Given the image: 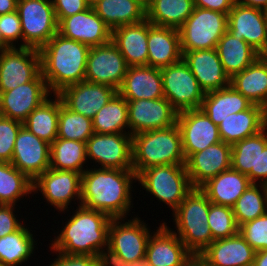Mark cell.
I'll use <instances>...</instances> for the list:
<instances>
[{"label":"cell","instance_id":"obj_5","mask_svg":"<svg viewBox=\"0 0 267 266\" xmlns=\"http://www.w3.org/2000/svg\"><path fill=\"white\" fill-rule=\"evenodd\" d=\"M210 201L200 188H193L173 211L176 231L170 229L191 253H202L212 242L208 226Z\"/></svg>","mask_w":267,"mask_h":266},{"label":"cell","instance_id":"obj_44","mask_svg":"<svg viewBox=\"0 0 267 266\" xmlns=\"http://www.w3.org/2000/svg\"><path fill=\"white\" fill-rule=\"evenodd\" d=\"M208 226L210 227L213 241L234 236L239 232L233 207L211 202L208 213Z\"/></svg>","mask_w":267,"mask_h":266},{"label":"cell","instance_id":"obj_59","mask_svg":"<svg viewBox=\"0 0 267 266\" xmlns=\"http://www.w3.org/2000/svg\"><path fill=\"white\" fill-rule=\"evenodd\" d=\"M6 47L1 43V38H0V50L5 49Z\"/></svg>","mask_w":267,"mask_h":266},{"label":"cell","instance_id":"obj_35","mask_svg":"<svg viewBox=\"0 0 267 266\" xmlns=\"http://www.w3.org/2000/svg\"><path fill=\"white\" fill-rule=\"evenodd\" d=\"M267 126L255 135L232 145L231 168L248 176L252 184L256 182L257 160L260 151L267 145Z\"/></svg>","mask_w":267,"mask_h":266},{"label":"cell","instance_id":"obj_41","mask_svg":"<svg viewBox=\"0 0 267 266\" xmlns=\"http://www.w3.org/2000/svg\"><path fill=\"white\" fill-rule=\"evenodd\" d=\"M32 192L33 181L11 163L0 162V205H16Z\"/></svg>","mask_w":267,"mask_h":266},{"label":"cell","instance_id":"obj_29","mask_svg":"<svg viewBox=\"0 0 267 266\" xmlns=\"http://www.w3.org/2000/svg\"><path fill=\"white\" fill-rule=\"evenodd\" d=\"M148 20L122 25L112 30L111 41L124 56L128 66L147 65Z\"/></svg>","mask_w":267,"mask_h":266},{"label":"cell","instance_id":"obj_16","mask_svg":"<svg viewBox=\"0 0 267 266\" xmlns=\"http://www.w3.org/2000/svg\"><path fill=\"white\" fill-rule=\"evenodd\" d=\"M11 164L34 182L50 167V144L22 126L15 140Z\"/></svg>","mask_w":267,"mask_h":266},{"label":"cell","instance_id":"obj_12","mask_svg":"<svg viewBox=\"0 0 267 266\" xmlns=\"http://www.w3.org/2000/svg\"><path fill=\"white\" fill-rule=\"evenodd\" d=\"M87 159L100 164V168L133 169L132 135L130 133H94L86 141Z\"/></svg>","mask_w":267,"mask_h":266},{"label":"cell","instance_id":"obj_36","mask_svg":"<svg viewBox=\"0 0 267 266\" xmlns=\"http://www.w3.org/2000/svg\"><path fill=\"white\" fill-rule=\"evenodd\" d=\"M194 9V0H150L146 19L156 26L179 29Z\"/></svg>","mask_w":267,"mask_h":266},{"label":"cell","instance_id":"obj_57","mask_svg":"<svg viewBox=\"0 0 267 266\" xmlns=\"http://www.w3.org/2000/svg\"><path fill=\"white\" fill-rule=\"evenodd\" d=\"M252 266H267V249L255 253Z\"/></svg>","mask_w":267,"mask_h":266},{"label":"cell","instance_id":"obj_4","mask_svg":"<svg viewBox=\"0 0 267 266\" xmlns=\"http://www.w3.org/2000/svg\"><path fill=\"white\" fill-rule=\"evenodd\" d=\"M178 124L132 136V163L136 176L159 165L185 164Z\"/></svg>","mask_w":267,"mask_h":266},{"label":"cell","instance_id":"obj_25","mask_svg":"<svg viewBox=\"0 0 267 266\" xmlns=\"http://www.w3.org/2000/svg\"><path fill=\"white\" fill-rule=\"evenodd\" d=\"M118 93L126 101L163 98L160 69L148 65L129 66Z\"/></svg>","mask_w":267,"mask_h":266},{"label":"cell","instance_id":"obj_27","mask_svg":"<svg viewBox=\"0 0 267 266\" xmlns=\"http://www.w3.org/2000/svg\"><path fill=\"white\" fill-rule=\"evenodd\" d=\"M267 126V110L252 104L247 110L232 113L218 125L221 141L233 145L255 135Z\"/></svg>","mask_w":267,"mask_h":266},{"label":"cell","instance_id":"obj_39","mask_svg":"<svg viewBox=\"0 0 267 266\" xmlns=\"http://www.w3.org/2000/svg\"><path fill=\"white\" fill-rule=\"evenodd\" d=\"M92 123L94 133H130L124 131L129 128L127 101L117 93L96 113Z\"/></svg>","mask_w":267,"mask_h":266},{"label":"cell","instance_id":"obj_45","mask_svg":"<svg viewBox=\"0 0 267 266\" xmlns=\"http://www.w3.org/2000/svg\"><path fill=\"white\" fill-rule=\"evenodd\" d=\"M239 233L256 252L267 249V213L242 224Z\"/></svg>","mask_w":267,"mask_h":266},{"label":"cell","instance_id":"obj_56","mask_svg":"<svg viewBox=\"0 0 267 266\" xmlns=\"http://www.w3.org/2000/svg\"><path fill=\"white\" fill-rule=\"evenodd\" d=\"M18 0H0V15L16 11Z\"/></svg>","mask_w":267,"mask_h":266},{"label":"cell","instance_id":"obj_38","mask_svg":"<svg viewBox=\"0 0 267 266\" xmlns=\"http://www.w3.org/2000/svg\"><path fill=\"white\" fill-rule=\"evenodd\" d=\"M86 161V142L56 138L50 144L49 168L82 174Z\"/></svg>","mask_w":267,"mask_h":266},{"label":"cell","instance_id":"obj_61","mask_svg":"<svg viewBox=\"0 0 267 266\" xmlns=\"http://www.w3.org/2000/svg\"><path fill=\"white\" fill-rule=\"evenodd\" d=\"M265 15H266V24H267V10L265 11Z\"/></svg>","mask_w":267,"mask_h":266},{"label":"cell","instance_id":"obj_21","mask_svg":"<svg viewBox=\"0 0 267 266\" xmlns=\"http://www.w3.org/2000/svg\"><path fill=\"white\" fill-rule=\"evenodd\" d=\"M232 145L220 141L191 154L185 162L193 188H200L209 179L231 168Z\"/></svg>","mask_w":267,"mask_h":266},{"label":"cell","instance_id":"obj_8","mask_svg":"<svg viewBox=\"0 0 267 266\" xmlns=\"http://www.w3.org/2000/svg\"><path fill=\"white\" fill-rule=\"evenodd\" d=\"M16 11L21 21L23 47L39 50L58 33L51 0H18Z\"/></svg>","mask_w":267,"mask_h":266},{"label":"cell","instance_id":"obj_7","mask_svg":"<svg viewBox=\"0 0 267 266\" xmlns=\"http://www.w3.org/2000/svg\"><path fill=\"white\" fill-rule=\"evenodd\" d=\"M228 15L194 7L192 14L178 29L182 55L186 51L214 49L227 32Z\"/></svg>","mask_w":267,"mask_h":266},{"label":"cell","instance_id":"obj_54","mask_svg":"<svg viewBox=\"0 0 267 266\" xmlns=\"http://www.w3.org/2000/svg\"><path fill=\"white\" fill-rule=\"evenodd\" d=\"M182 266H211L201 254L192 253Z\"/></svg>","mask_w":267,"mask_h":266},{"label":"cell","instance_id":"obj_58","mask_svg":"<svg viewBox=\"0 0 267 266\" xmlns=\"http://www.w3.org/2000/svg\"><path fill=\"white\" fill-rule=\"evenodd\" d=\"M86 1L92 7L93 5H95L100 0H86Z\"/></svg>","mask_w":267,"mask_h":266},{"label":"cell","instance_id":"obj_60","mask_svg":"<svg viewBox=\"0 0 267 266\" xmlns=\"http://www.w3.org/2000/svg\"><path fill=\"white\" fill-rule=\"evenodd\" d=\"M144 4H147L150 0H141Z\"/></svg>","mask_w":267,"mask_h":266},{"label":"cell","instance_id":"obj_49","mask_svg":"<svg viewBox=\"0 0 267 266\" xmlns=\"http://www.w3.org/2000/svg\"><path fill=\"white\" fill-rule=\"evenodd\" d=\"M53 252H58V258L49 266H99L97 256Z\"/></svg>","mask_w":267,"mask_h":266},{"label":"cell","instance_id":"obj_15","mask_svg":"<svg viewBox=\"0 0 267 266\" xmlns=\"http://www.w3.org/2000/svg\"><path fill=\"white\" fill-rule=\"evenodd\" d=\"M49 95L47 83L40 73L33 81L0 93V116L23 123Z\"/></svg>","mask_w":267,"mask_h":266},{"label":"cell","instance_id":"obj_47","mask_svg":"<svg viewBox=\"0 0 267 266\" xmlns=\"http://www.w3.org/2000/svg\"><path fill=\"white\" fill-rule=\"evenodd\" d=\"M0 38L6 48L16 47L14 43L19 39L22 41L19 47H23L22 27L17 11L0 15Z\"/></svg>","mask_w":267,"mask_h":266},{"label":"cell","instance_id":"obj_53","mask_svg":"<svg viewBox=\"0 0 267 266\" xmlns=\"http://www.w3.org/2000/svg\"><path fill=\"white\" fill-rule=\"evenodd\" d=\"M267 185V145L263 151L259 152L257 160L256 181Z\"/></svg>","mask_w":267,"mask_h":266},{"label":"cell","instance_id":"obj_22","mask_svg":"<svg viewBox=\"0 0 267 266\" xmlns=\"http://www.w3.org/2000/svg\"><path fill=\"white\" fill-rule=\"evenodd\" d=\"M117 93L111 86L82 81L63 88L57 95L68 109L93 119Z\"/></svg>","mask_w":267,"mask_h":266},{"label":"cell","instance_id":"obj_14","mask_svg":"<svg viewBox=\"0 0 267 266\" xmlns=\"http://www.w3.org/2000/svg\"><path fill=\"white\" fill-rule=\"evenodd\" d=\"M127 103L128 132L132 136L140 132L177 124L179 112L164 97L160 99L130 100Z\"/></svg>","mask_w":267,"mask_h":266},{"label":"cell","instance_id":"obj_13","mask_svg":"<svg viewBox=\"0 0 267 266\" xmlns=\"http://www.w3.org/2000/svg\"><path fill=\"white\" fill-rule=\"evenodd\" d=\"M128 67L124 56L112 41L105 45L93 46L87 58L85 81L119 90Z\"/></svg>","mask_w":267,"mask_h":266},{"label":"cell","instance_id":"obj_37","mask_svg":"<svg viewBox=\"0 0 267 266\" xmlns=\"http://www.w3.org/2000/svg\"><path fill=\"white\" fill-rule=\"evenodd\" d=\"M53 99H46L35 108L23 122V126L38 138L51 144L58 135V117L60 97L54 94Z\"/></svg>","mask_w":267,"mask_h":266},{"label":"cell","instance_id":"obj_42","mask_svg":"<svg viewBox=\"0 0 267 266\" xmlns=\"http://www.w3.org/2000/svg\"><path fill=\"white\" fill-rule=\"evenodd\" d=\"M233 213L238 227L266 214L267 185L251 184L237 199Z\"/></svg>","mask_w":267,"mask_h":266},{"label":"cell","instance_id":"obj_48","mask_svg":"<svg viewBox=\"0 0 267 266\" xmlns=\"http://www.w3.org/2000/svg\"><path fill=\"white\" fill-rule=\"evenodd\" d=\"M52 2L57 22L91 7L86 0H52Z\"/></svg>","mask_w":267,"mask_h":266},{"label":"cell","instance_id":"obj_18","mask_svg":"<svg viewBox=\"0 0 267 266\" xmlns=\"http://www.w3.org/2000/svg\"><path fill=\"white\" fill-rule=\"evenodd\" d=\"M177 124L182 136L185 159L221 141L218 126L201 109L179 112Z\"/></svg>","mask_w":267,"mask_h":266},{"label":"cell","instance_id":"obj_50","mask_svg":"<svg viewBox=\"0 0 267 266\" xmlns=\"http://www.w3.org/2000/svg\"><path fill=\"white\" fill-rule=\"evenodd\" d=\"M15 205H0V238L19 230L23 224L16 219Z\"/></svg>","mask_w":267,"mask_h":266},{"label":"cell","instance_id":"obj_26","mask_svg":"<svg viewBox=\"0 0 267 266\" xmlns=\"http://www.w3.org/2000/svg\"><path fill=\"white\" fill-rule=\"evenodd\" d=\"M147 65L164 68L182 59L179 30L152 25L148 21Z\"/></svg>","mask_w":267,"mask_h":266},{"label":"cell","instance_id":"obj_24","mask_svg":"<svg viewBox=\"0 0 267 266\" xmlns=\"http://www.w3.org/2000/svg\"><path fill=\"white\" fill-rule=\"evenodd\" d=\"M182 59L188 64L205 93L230 85V78L222 66L216 48L186 51Z\"/></svg>","mask_w":267,"mask_h":266},{"label":"cell","instance_id":"obj_43","mask_svg":"<svg viewBox=\"0 0 267 266\" xmlns=\"http://www.w3.org/2000/svg\"><path fill=\"white\" fill-rule=\"evenodd\" d=\"M93 134L92 119L68 109L60 99L57 138L86 142Z\"/></svg>","mask_w":267,"mask_h":266},{"label":"cell","instance_id":"obj_28","mask_svg":"<svg viewBox=\"0 0 267 266\" xmlns=\"http://www.w3.org/2000/svg\"><path fill=\"white\" fill-rule=\"evenodd\" d=\"M256 251L238 232L213 241L200 253L211 266H252Z\"/></svg>","mask_w":267,"mask_h":266},{"label":"cell","instance_id":"obj_19","mask_svg":"<svg viewBox=\"0 0 267 266\" xmlns=\"http://www.w3.org/2000/svg\"><path fill=\"white\" fill-rule=\"evenodd\" d=\"M228 32L243 39L261 55L267 54L265 11L234 3L228 14Z\"/></svg>","mask_w":267,"mask_h":266},{"label":"cell","instance_id":"obj_20","mask_svg":"<svg viewBox=\"0 0 267 266\" xmlns=\"http://www.w3.org/2000/svg\"><path fill=\"white\" fill-rule=\"evenodd\" d=\"M58 33L89 47L105 45L111 41L112 36V30L93 7L61 19L58 22Z\"/></svg>","mask_w":267,"mask_h":266},{"label":"cell","instance_id":"obj_10","mask_svg":"<svg viewBox=\"0 0 267 266\" xmlns=\"http://www.w3.org/2000/svg\"><path fill=\"white\" fill-rule=\"evenodd\" d=\"M40 73L38 49L10 47L0 50V93L33 81Z\"/></svg>","mask_w":267,"mask_h":266},{"label":"cell","instance_id":"obj_3","mask_svg":"<svg viewBox=\"0 0 267 266\" xmlns=\"http://www.w3.org/2000/svg\"><path fill=\"white\" fill-rule=\"evenodd\" d=\"M111 220L107 214L79 204L59 236L52 241V251L98 257L99 252L108 247Z\"/></svg>","mask_w":267,"mask_h":266},{"label":"cell","instance_id":"obj_34","mask_svg":"<svg viewBox=\"0 0 267 266\" xmlns=\"http://www.w3.org/2000/svg\"><path fill=\"white\" fill-rule=\"evenodd\" d=\"M92 7L111 30L146 19V4L141 0H100Z\"/></svg>","mask_w":267,"mask_h":266},{"label":"cell","instance_id":"obj_31","mask_svg":"<svg viewBox=\"0 0 267 266\" xmlns=\"http://www.w3.org/2000/svg\"><path fill=\"white\" fill-rule=\"evenodd\" d=\"M230 85L253 104L267 110V58L261 55L254 63L230 79Z\"/></svg>","mask_w":267,"mask_h":266},{"label":"cell","instance_id":"obj_51","mask_svg":"<svg viewBox=\"0 0 267 266\" xmlns=\"http://www.w3.org/2000/svg\"><path fill=\"white\" fill-rule=\"evenodd\" d=\"M102 249L98 255L99 266H141L144 262H127L109 247Z\"/></svg>","mask_w":267,"mask_h":266},{"label":"cell","instance_id":"obj_33","mask_svg":"<svg viewBox=\"0 0 267 266\" xmlns=\"http://www.w3.org/2000/svg\"><path fill=\"white\" fill-rule=\"evenodd\" d=\"M252 104L229 85L226 88L205 93L200 109L218 126L226 116L247 110Z\"/></svg>","mask_w":267,"mask_h":266},{"label":"cell","instance_id":"obj_6","mask_svg":"<svg viewBox=\"0 0 267 266\" xmlns=\"http://www.w3.org/2000/svg\"><path fill=\"white\" fill-rule=\"evenodd\" d=\"M136 180L160 202L174 211L193 189L185 164L159 165L147 168Z\"/></svg>","mask_w":267,"mask_h":266},{"label":"cell","instance_id":"obj_32","mask_svg":"<svg viewBox=\"0 0 267 266\" xmlns=\"http://www.w3.org/2000/svg\"><path fill=\"white\" fill-rule=\"evenodd\" d=\"M216 50L222 66L230 79L235 74L246 69L261 56L259 52L243 39L235 38L228 31L217 43Z\"/></svg>","mask_w":267,"mask_h":266},{"label":"cell","instance_id":"obj_2","mask_svg":"<svg viewBox=\"0 0 267 266\" xmlns=\"http://www.w3.org/2000/svg\"><path fill=\"white\" fill-rule=\"evenodd\" d=\"M90 48L56 33L39 49L41 74L50 92L57 94L69 85L85 81Z\"/></svg>","mask_w":267,"mask_h":266},{"label":"cell","instance_id":"obj_46","mask_svg":"<svg viewBox=\"0 0 267 266\" xmlns=\"http://www.w3.org/2000/svg\"><path fill=\"white\" fill-rule=\"evenodd\" d=\"M23 123L0 116V162L11 163L15 140Z\"/></svg>","mask_w":267,"mask_h":266},{"label":"cell","instance_id":"obj_23","mask_svg":"<svg viewBox=\"0 0 267 266\" xmlns=\"http://www.w3.org/2000/svg\"><path fill=\"white\" fill-rule=\"evenodd\" d=\"M192 253L163 222L151 234L146 248V266H182Z\"/></svg>","mask_w":267,"mask_h":266},{"label":"cell","instance_id":"obj_9","mask_svg":"<svg viewBox=\"0 0 267 266\" xmlns=\"http://www.w3.org/2000/svg\"><path fill=\"white\" fill-rule=\"evenodd\" d=\"M163 94L178 111L200 109L205 92L192 74L188 64L179 62L160 69Z\"/></svg>","mask_w":267,"mask_h":266},{"label":"cell","instance_id":"obj_55","mask_svg":"<svg viewBox=\"0 0 267 266\" xmlns=\"http://www.w3.org/2000/svg\"><path fill=\"white\" fill-rule=\"evenodd\" d=\"M234 3L243 6L258 8L264 11L267 10V0H234Z\"/></svg>","mask_w":267,"mask_h":266},{"label":"cell","instance_id":"obj_52","mask_svg":"<svg viewBox=\"0 0 267 266\" xmlns=\"http://www.w3.org/2000/svg\"><path fill=\"white\" fill-rule=\"evenodd\" d=\"M234 5V0H194V7L218 11L229 14Z\"/></svg>","mask_w":267,"mask_h":266},{"label":"cell","instance_id":"obj_30","mask_svg":"<svg viewBox=\"0 0 267 266\" xmlns=\"http://www.w3.org/2000/svg\"><path fill=\"white\" fill-rule=\"evenodd\" d=\"M251 184L248 176L230 168L209 179L200 189L211 203L233 207Z\"/></svg>","mask_w":267,"mask_h":266},{"label":"cell","instance_id":"obj_40","mask_svg":"<svg viewBox=\"0 0 267 266\" xmlns=\"http://www.w3.org/2000/svg\"><path fill=\"white\" fill-rule=\"evenodd\" d=\"M35 240L24 225L17 231L0 238V266H17L30 259Z\"/></svg>","mask_w":267,"mask_h":266},{"label":"cell","instance_id":"obj_1","mask_svg":"<svg viewBox=\"0 0 267 266\" xmlns=\"http://www.w3.org/2000/svg\"><path fill=\"white\" fill-rule=\"evenodd\" d=\"M133 169H86L81 175L80 205L98 210L110 218H125L131 206Z\"/></svg>","mask_w":267,"mask_h":266},{"label":"cell","instance_id":"obj_17","mask_svg":"<svg viewBox=\"0 0 267 266\" xmlns=\"http://www.w3.org/2000/svg\"><path fill=\"white\" fill-rule=\"evenodd\" d=\"M81 173L49 168L33 182V192L41 191L44 199L60 212L75 198L81 199Z\"/></svg>","mask_w":267,"mask_h":266},{"label":"cell","instance_id":"obj_11","mask_svg":"<svg viewBox=\"0 0 267 266\" xmlns=\"http://www.w3.org/2000/svg\"><path fill=\"white\" fill-rule=\"evenodd\" d=\"M125 219L112 218L108 247L127 262H145L147 243L152 233L140 218L135 217L128 222Z\"/></svg>","mask_w":267,"mask_h":266}]
</instances>
